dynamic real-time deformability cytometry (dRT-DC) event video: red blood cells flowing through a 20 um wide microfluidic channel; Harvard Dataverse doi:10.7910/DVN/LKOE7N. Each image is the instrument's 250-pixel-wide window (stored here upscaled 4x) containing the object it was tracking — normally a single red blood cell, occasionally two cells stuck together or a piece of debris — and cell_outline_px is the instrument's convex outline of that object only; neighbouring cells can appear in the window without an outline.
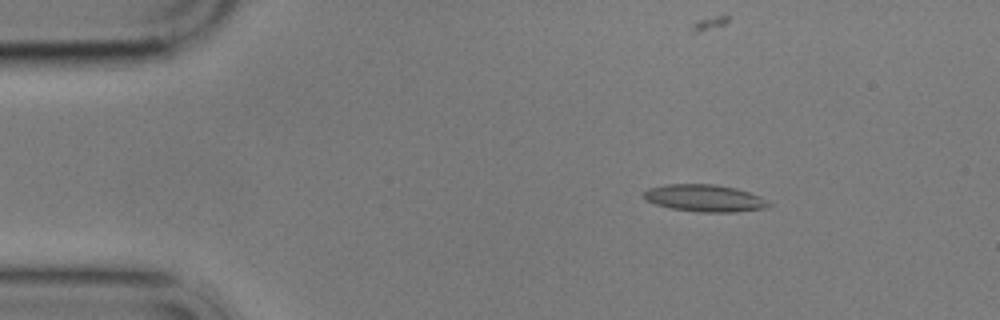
{"species": "common noctule bat (a hibernating species)", "species_latin": "Nyctalus noctula", "temperature_condition": "cold", "stored_images_in_passage": 3, "camera_frame_rate_fps": 3000, "um_per_image_px": 0.085, "animal": {"sex": "male", "body_mass_g": 17.9}, "frame": {"image": 1, "passage_image": 1, "time_ms": 0.0, "image_size_px": [1000, 320], "cell_outline_px": [[776, 204], [768, 208], [736, 212], [700, 212], [672, 208], [656, 204], [644, 200], [644, 192], [648, 188], [668, 184], [716, 184], [736, 188], [760, 196]], "centroid_in_image_um": [59.97, 16.84], "position_along_channel_um": 25.0, "area_um2": 19.94}}